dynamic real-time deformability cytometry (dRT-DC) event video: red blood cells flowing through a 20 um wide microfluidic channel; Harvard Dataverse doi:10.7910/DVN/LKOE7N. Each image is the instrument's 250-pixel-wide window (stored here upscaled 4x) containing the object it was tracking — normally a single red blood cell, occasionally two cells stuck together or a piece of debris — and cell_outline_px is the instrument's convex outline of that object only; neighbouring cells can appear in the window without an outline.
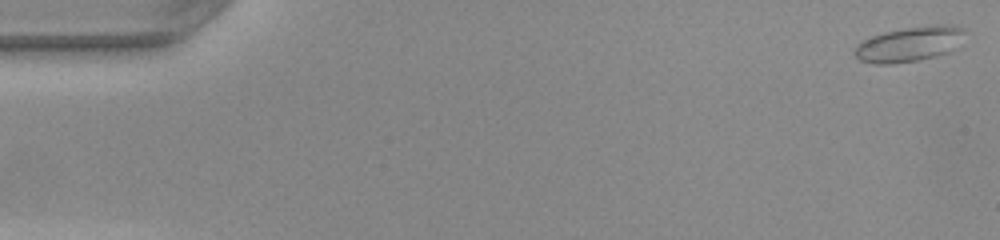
{"species": "common noctule bat (a hibernating species)", "species_latin": "Nyctalus noctula", "temperature_condition": "warm", "stored_images_in_passage": 50, "camera_frame_rate_fps": 3000, "um_per_image_px": 0.085, "animal": {"sex": "female", "body_mass_g": 22.0, "forearm_length_mm": 56.7}, "frame": {"image": 1, "passage_image": 1, "time_ms": 0.0, "image_size_px": [1000, 240], "cell_outline_px": [[964, 32], [956, 48], [948, 52], [936, 56], [916, 60], [892, 64], [872, 64], [860, 60], [852, 52], [856, 44], [872, 36], [884, 32], [904, 28], [932, 24], [948, 24], [964, 28]], "centroid_in_image_um": [77.27, 3.74], "position_along_channel_um": 7.7, "area_um2": 22.54}}
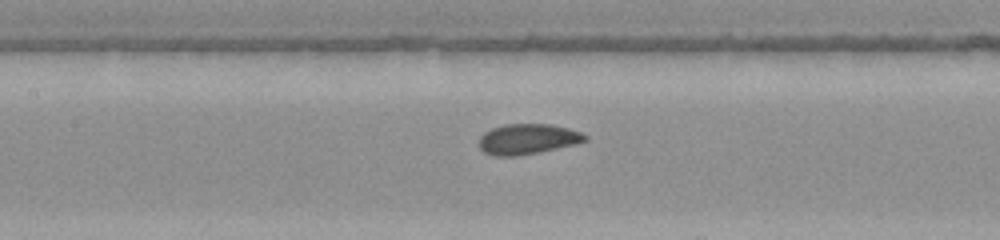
{"frame": {"image": 2, "passage_image": 23, "time_ms": 7.333, "image_size_px": [1000, 240], "cell_outline_px": [[588, 140], [576, 144], [516, 156], [496, 156], [484, 152], [480, 148], [480, 136], [484, 132], [492, 128], [504, 124], [552, 124], [568, 128], [580, 132], [588, 136]], "centroid_in_image_um": [44.85, 11.81], "position_along_channel_um": 162.5, "area_um2": 18.67}}
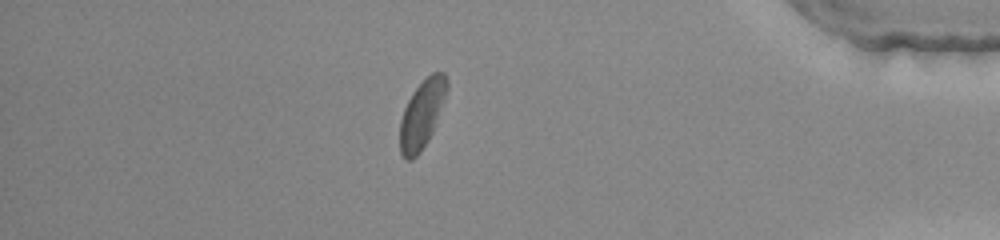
{"frame": {"image": 3, "passage_image": 43, "time_ms": 14.0, "image_size_px": [1000, 240], "cell_outline_px": [[448, 88], [432, 132], [428, 140], [420, 152], [412, 160], [404, 160], [400, 152], [400, 120], [404, 108], [412, 92], [432, 72], [444, 72], [448, 80]], "centroid_in_image_um": [35.85, 9.71], "position_along_channel_um": 399.4, "area_um2": 18.5}, "authors_computed_cell_mechanics": {"area_um2": 18.6694, "velocity_mm_per_s": 4.1181, "shape_relaxation_time_tau1_ms": 4.2819, "shape_relaxation_time_tau2_ms": 0.5304, "deformation_change_tau1": 0.0976, "deformation_change_tau2": 0.0375}}